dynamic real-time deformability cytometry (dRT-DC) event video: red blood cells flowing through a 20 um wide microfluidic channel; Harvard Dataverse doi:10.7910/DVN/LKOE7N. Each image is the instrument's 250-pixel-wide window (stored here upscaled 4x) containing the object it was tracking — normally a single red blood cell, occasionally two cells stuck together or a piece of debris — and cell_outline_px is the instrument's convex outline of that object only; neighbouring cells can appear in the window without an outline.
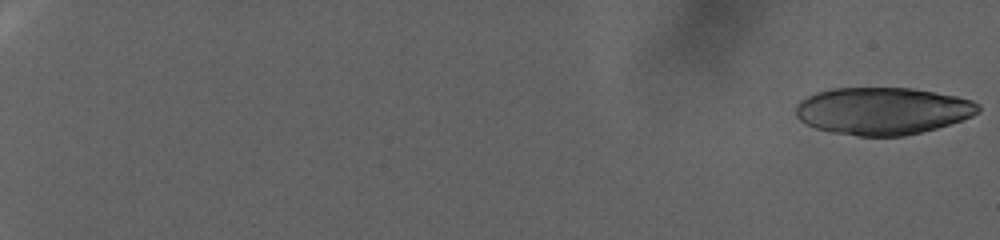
{"species": "human", "species_latin": "Homo sapiens", "temperature_condition": "warm", "stored_images_in_passage": 46, "camera_frame_rate_fps": 3000, "um_per_image_px": 0.085, "donor": {"sex": "female"}, "frame": {"image": 1, "passage_image": 1, "time_ms": 0.0, "image_size_px": [1000, 240], "cell_outline_px": [[980, 112], [972, 116], [936, 128], [904, 136], [856, 136], [832, 132], [816, 128], [804, 124], [796, 116], [796, 104], [800, 100], [816, 92], [832, 88], [912, 88], [936, 92], [956, 96], [972, 100], [980, 104]], "centroid_in_image_um": [75.0, 9.42], "position_along_channel_um": 10.0, "area_um2": 50.4}}
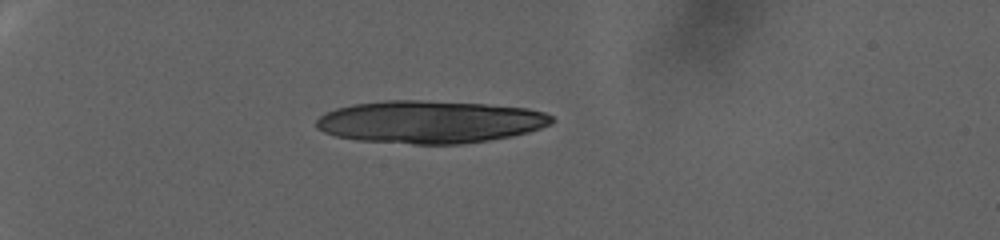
{"frame": {"image": 2, "passage_image": 32, "time_ms": 10.333, "image_size_px": [1000, 240], "cell_outline_px": [[556, 120], [552, 124], [528, 132], [512, 136], [488, 140], [460, 144], [412, 144], [356, 140], [336, 136], [324, 132], [316, 128], [316, 120], [324, 112], [336, 108], [352, 104], [388, 100], [420, 100], [484, 104], [528, 108], [544, 112], [552, 116]], "centroid_in_image_um": [36.53, 10.36], "position_along_channel_um": 48.5, "area_um2": 58.61}}